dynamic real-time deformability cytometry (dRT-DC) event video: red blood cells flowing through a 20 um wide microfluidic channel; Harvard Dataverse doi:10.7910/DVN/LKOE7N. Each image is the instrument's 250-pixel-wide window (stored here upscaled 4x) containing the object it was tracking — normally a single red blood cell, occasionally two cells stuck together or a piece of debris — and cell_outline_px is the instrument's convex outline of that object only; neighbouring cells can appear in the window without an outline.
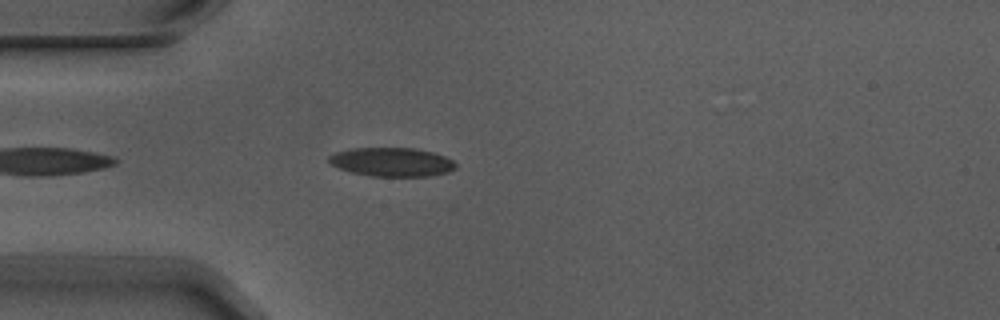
{"species": "Egyptian fruit bat (a non-hibernating species)", "species_latin": "Rousettus aegyptiacus", "temperature_condition": "warm", "stored_images_in_passage": 5, "camera_frame_rate_fps": 3000, "um_per_image_px": 0.085, "animal": {"sex": "male"}, "frame": {"image": 1, "passage_image": 5, "time_ms": 1.333, "image_size_px": [1000, 320], "cell_outline_px": [[456, 168], [448, 172], [432, 176], [372, 176], [352, 172], [328, 164], [328, 156], [336, 152], [352, 148], [416, 148], [432, 152], [444, 156], [452, 160], [456, 164]], "centroid_in_image_um": [33.3, 13.77], "position_along_channel_um": 51.7, "area_um2": 21.33}}